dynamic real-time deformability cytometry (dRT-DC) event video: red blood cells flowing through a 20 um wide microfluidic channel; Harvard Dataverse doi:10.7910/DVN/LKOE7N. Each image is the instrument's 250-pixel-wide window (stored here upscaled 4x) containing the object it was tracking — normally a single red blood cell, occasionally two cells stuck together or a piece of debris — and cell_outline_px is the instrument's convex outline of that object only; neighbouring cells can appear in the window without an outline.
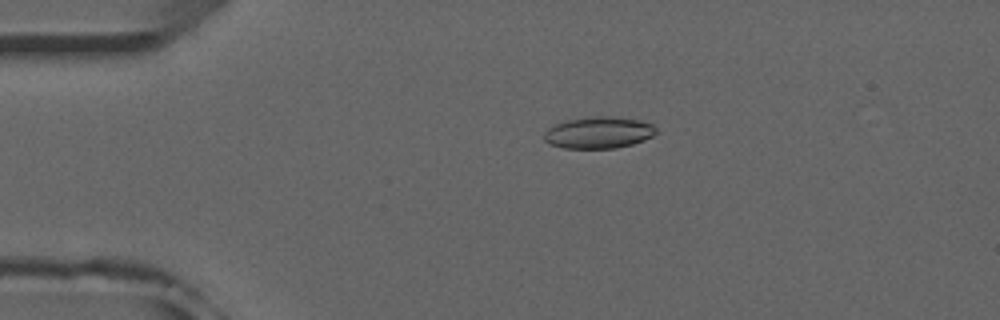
{"species": "common noctule bat (a hibernating species)", "species_latin": "Nyctalus noctula", "temperature_condition": "room temperature", "stored_images_in_passage": 51, "camera_frame_rate_fps": 3000, "um_per_image_px": 0.085, "animal": {"sex": "male", "forearm_length_mm": 52.5}, "frame": {"image": 1, "passage_image": 10, "time_ms": 3.0, "image_size_px": [1000, 320], "cell_outline_px": [[656, 132], [652, 136], [644, 140], [632, 144], [616, 148], [564, 148], [548, 144], [544, 140], [544, 132], [548, 128], [556, 124], [568, 120], [596, 116], [612, 116], [640, 120], [652, 124], [656, 128]], "centroid_in_image_um": [50.88, 11.27], "position_along_channel_um": 34.1, "area_um2": 20.63}}
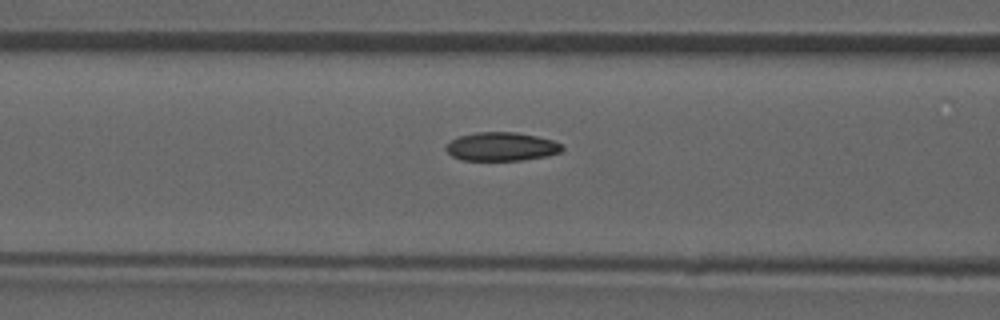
{"frame": {"image": 2, "passage_image": 20, "time_ms": 6.333, "image_size_px": [1000, 320], "cell_outline_px": [[564, 148], [560, 152], [548, 156], [520, 160], [460, 160], [452, 156], [444, 148], [452, 140], [460, 136], [476, 132], [516, 132], [536, 136], [552, 140], [560, 144]], "centroid_in_image_um": [42.62, 12.46], "position_along_channel_um": 124.0, "area_um2": 19.25}}
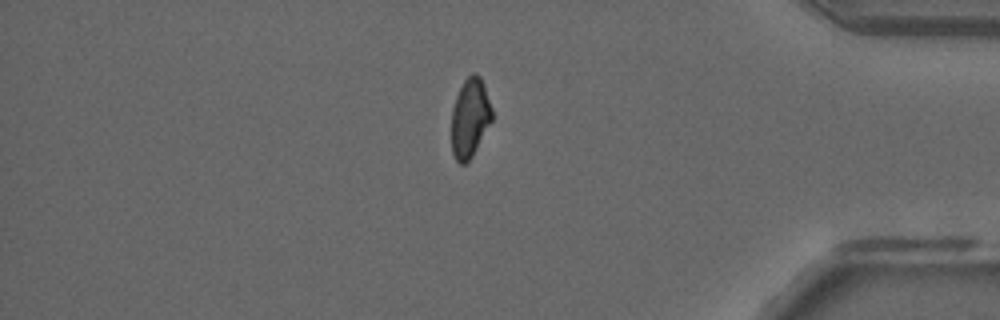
{"frame": {"image": 3, "passage_image": 43, "time_ms": 14.0, "image_size_px": [1000, 320], "cell_outline_px": [[492, 120], [472, 156], [464, 164], [460, 164], [456, 160], [452, 152], [452, 108], [456, 96], [464, 80], [472, 72], [476, 72], [480, 76], [484, 84], [492, 108]], "centroid_in_image_um": [39.95, 9.99], "position_along_channel_um": 395.3, "area_um2": 18.61}, "authors_computed_cell_mechanics": {"area_um2": 19.7676, "velocity_mm_per_s": 3.9517, "shape_relaxation_time_tau1_ms": null, "shape_relaxation_time_tau2_ms": 2.6019, "deformation_change_tau1": null, "deformation_change_tau2": 0.071}}